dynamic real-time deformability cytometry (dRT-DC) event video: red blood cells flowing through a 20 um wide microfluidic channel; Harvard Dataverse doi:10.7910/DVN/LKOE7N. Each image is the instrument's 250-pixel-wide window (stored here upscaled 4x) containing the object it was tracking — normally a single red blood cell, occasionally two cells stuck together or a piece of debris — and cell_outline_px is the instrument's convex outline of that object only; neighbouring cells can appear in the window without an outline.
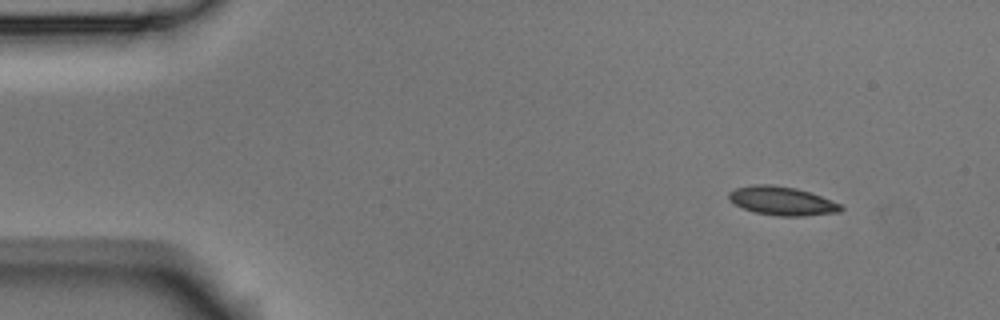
{"species": "Egyptian fruit bat (a non-hibernating species)", "species_latin": "Rousettus aegyptiacus", "temperature_condition": "room temperature", "stored_images_in_passage": 5, "camera_frame_rate_fps": 3000, "um_per_image_px": 0.085, "animal": {"sex": "male"}, "frame": {"image": 1, "passage_image": 1, "time_ms": 0.0, "image_size_px": [1000, 320], "cell_outline_px": [[844, 208], [840, 212], [804, 216], [780, 216], [756, 212], [744, 208], [728, 200], [728, 192], [736, 188], [752, 184], [772, 184], [796, 188], [820, 196], [840, 204]], "centroid_in_image_um": [66.45, 17.07], "position_along_channel_um": 18.5, "area_um2": 18.61}}
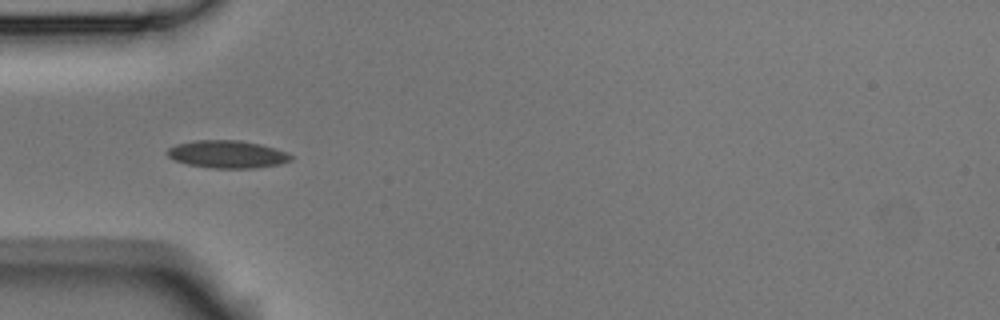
{"frame": {"image": 2, "passage_image": 4, "time_ms": 1.0, "image_size_px": [1000, 320], "cell_outline_px": [[292, 160], [280, 164], [252, 168], [212, 168], [188, 164], [172, 160], [164, 152], [168, 148], [176, 144], [192, 140], [240, 140], [260, 144], [276, 148], [288, 152], [292, 156]], "centroid_in_image_um": [19.29, 13.1], "position_along_channel_um": 65.7, "area_um2": 20.11}}
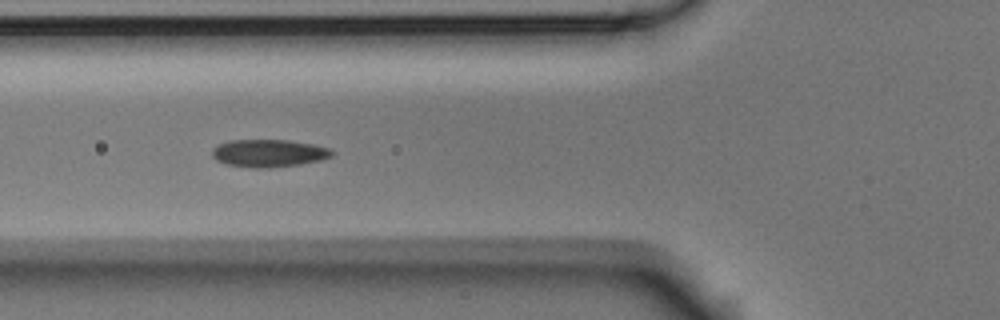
{"frame": {"image": 3, "passage_image": 5, "time_ms": 1.333, "image_size_px": [1000, 320], "cell_outline_px": [[332, 156], [320, 160], [300, 164], [268, 168], [256, 168], [228, 164], [216, 160], [212, 156], [212, 148], [220, 144], [232, 140], [288, 140], [312, 144], [328, 148], [332, 152]], "centroid_in_image_um": [22.83, 13.02], "position_along_channel_um": 103.0, "area_um2": 19.02}}